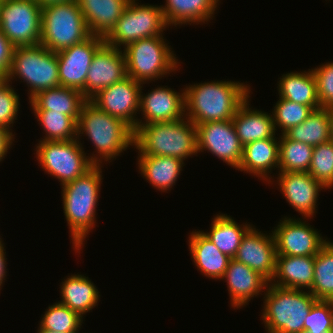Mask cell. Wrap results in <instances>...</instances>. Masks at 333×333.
Here are the masks:
<instances>
[{
    "label": "cell",
    "mask_w": 333,
    "mask_h": 333,
    "mask_svg": "<svg viewBox=\"0 0 333 333\" xmlns=\"http://www.w3.org/2000/svg\"><path fill=\"white\" fill-rule=\"evenodd\" d=\"M251 86L241 81H211L186 85L185 117L195 125L232 120L238 108L251 97Z\"/></svg>",
    "instance_id": "cell-1"
},
{
    "label": "cell",
    "mask_w": 333,
    "mask_h": 333,
    "mask_svg": "<svg viewBox=\"0 0 333 333\" xmlns=\"http://www.w3.org/2000/svg\"><path fill=\"white\" fill-rule=\"evenodd\" d=\"M279 169V138L253 141L243 147V156L238 171L252 174L268 184H274L269 173Z\"/></svg>",
    "instance_id": "cell-21"
},
{
    "label": "cell",
    "mask_w": 333,
    "mask_h": 333,
    "mask_svg": "<svg viewBox=\"0 0 333 333\" xmlns=\"http://www.w3.org/2000/svg\"><path fill=\"white\" fill-rule=\"evenodd\" d=\"M90 36L76 0L42 7L40 44L45 48L58 52Z\"/></svg>",
    "instance_id": "cell-8"
},
{
    "label": "cell",
    "mask_w": 333,
    "mask_h": 333,
    "mask_svg": "<svg viewBox=\"0 0 333 333\" xmlns=\"http://www.w3.org/2000/svg\"><path fill=\"white\" fill-rule=\"evenodd\" d=\"M60 284V303L71 310L78 312L82 317L91 312L99 303L100 294L98 288L91 279L82 274H71L63 279Z\"/></svg>",
    "instance_id": "cell-28"
},
{
    "label": "cell",
    "mask_w": 333,
    "mask_h": 333,
    "mask_svg": "<svg viewBox=\"0 0 333 333\" xmlns=\"http://www.w3.org/2000/svg\"><path fill=\"white\" fill-rule=\"evenodd\" d=\"M39 6L42 8L46 5L60 3V2H68V1H75V0H35Z\"/></svg>",
    "instance_id": "cell-45"
},
{
    "label": "cell",
    "mask_w": 333,
    "mask_h": 333,
    "mask_svg": "<svg viewBox=\"0 0 333 333\" xmlns=\"http://www.w3.org/2000/svg\"><path fill=\"white\" fill-rule=\"evenodd\" d=\"M309 292L317 300L333 301V241L315 255L314 276Z\"/></svg>",
    "instance_id": "cell-33"
},
{
    "label": "cell",
    "mask_w": 333,
    "mask_h": 333,
    "mask_svg": "<svg viewBox=\"0 0 333 333\" xmlns=\"http://www.w3.org/2000/svg\"><path fill=\"white\" fill-rule=\"evenodd\" d=\"M138 154L175 157L186 160L198 156L197 127L184 117L169 122L137 125L134 130V149Z\"/></svg>",
    "instance_id": "cell-4"
},
{
    "label": "cell",
    "mask_w": 333,
    "mask_h": 333,
    "mask_svg": "<svg viewBox=\"0 0 333 333\" xmlns=\"http://www.w3.org/2000/svg\"><path fill=\"white\" fill-rule=\"evenodd\" d=\"M37 333H79V332H55L48 329H38Z\"/></svg>",
    "instance_id": "cell-47"
},
{
    "label": "cell",
    "mask_w": 333,
    "mask_h": 333,
    "mask_svg": "<svg viewBox=\"0 0 333 333\" xmlns=\"http://www.w3.org/2000/svg\"><path fill=\"white\" fill-rule=\"evenodd\" d=\"M275 180L289 205L302 218L312 219L316 214L319 192L326 189L308 172H278Z\"/></svg>",
    "instance_id": "cell-17"
},
{
    "label": "cell",
    "mask_w": 333,
    "mask_h": 333,
    "mask_svg": "<svg viewBox=\"0 0 333 333\" xmlns=\"http://www.w3.org/2000/svg\"><path fill=\"white\" fill-rule=\"evenodd\" d=\"M6 76L0 72V86L6 82Z\"/></svg>",
    "instance_id": "cell-48"
},
{
    "label": "cell",
    "mask_w": 333,
    "mask_h": 333,
    "mask_svg": "<svg viewBox=\"0 0 333 333\" xmlns=\"http://www.w3.org/2000/svg\"><path fill=\"white\" fill-rule=\"evenodd\" d=\"M45 136L39 141H70L77 138V121L69 115L49 110H33Z\"/></svg>",
    "instance_id": "cell-34"
},
{
    "label": "cell",
    "mask_w": 333,
    "mask_h": 333,
    "mask_svg": "<svg viewBox=\"0 0 333 333\" xmlns=\"http://www.w3.org/2000/svg\"><path fill=\"white\" fill-rule=\"evenodd\" d=\"M19 97V94L10 85V82L6 81L0 86V125L12 131L21 106Z\"/></svg>",
    "instance_id": "cell-40"
},
{
    "label": "cell",
    "mask_w": 333,
    "mask_h": 333,
    "mask_svg": "<svg viewBox=\"0 0 333 333\" xmlns=\"http://www.w3.org/2000/svg\"><path fill=\"white\" fill-rule=\"evenodd\" d=\"M196 127L198 154L207 150L237 170L242 160L243 146L232 120L207 122Z\"/></svg>",
    "instance_id": "cell-13"
},
{
    "label": "cell",
    "mask_w": 333,
    "mask_h": 333,
    "mask_svg": "<svg viewBox=\"0 0 333 333\" xmlns=\"http://www.w3.org/2000/svg\"><path fill=\"white\" fill-rule=\"evenodd\" d=\"M141 87L142 83L127 76L122 81L101 89L89 100L107 114L123 120L135 130L140 119L136 116L139 114Z\"/></svg>",
    "instance_id": "cell-14"
},
{
    "label": "cell",
    "mask_w": 333,
    "mask_h": 333,
    "mask_svg": "<svg viewBox=\"0 0 333 333\" xmlns=\"http://www.w3.org/2000/svg\"><path fill=\"white\" fill-rule=\"evenodd\" d=\"M91 35L105 38L122 15L129 0H76Z\"/></svg>",
    "instance_id": "cell-25"
},
{
    "label": "cell",
    "mask_w": 333,
    "mask_h": 333,
    "mask_svg": "<svg viewBox=\"0 0 333 333\" xmlns=\"http://www.w3.org/2000/svg\"><path fill=\"white\" fill-rule=\"evenodd\" d=\"M279 79L277 90L280 98L309 107H321L312 69L302 72L290 71Z\"/></svg>",
    "instance_id": "cell-30"
},
{
    "label": "cell",
    "mask_w": 333,
    "mask_h": 333,
    "mask_svg": "<svg viewBox=\"0 0 333 333\" xmlns=\"http://www.w3.org/2000/svg\"><path fill=\"white\" fill-rule=\"evenodd\" d=\"M129 0L105 43L118 49L143 38L161 36L168 29L161 7ZM122 46V47H121Z\"/></svg>",
    "instance_id": "cell-9"
},
{
    "label": "cell",
    "mask_w": 333,
    "mask_h": 333,
    "mask_svg": "<svg viewBox=\"0 0 333 333\" xmlns=\"http://www.w3.org/2000/svg\"><path fill=\"white\" fill-rule=\"evenodd\" d=\"M211 220L210 231L202 233L225 255L231 259L237 253L242 238L252 227L251 224L237 223L230 215L219 213Z\"/></svg>",
    "instance_id": "cell-31"
},
{
    "label": "cell",
    "mask_w": 333,
    "mask_h": 333,
    "mask_svg": "<svg viewBox=\"0 0 333 333\" xmlns=\"http://www.w3.org/2000/svg\"><path fill=\"white\" fill-rule=\"evenodd\" d=\"M41 318L38 329H48L55 332H79L84 317L58 301L49 305Z\"/></svg>",
    "instance_id": "cell-36"
},
{
    "label": "cell",
    "mask_w": 333,
    "mask_h": 333,
    "mask_svg": "<svg viewBox=\"0 0 333 333\" xmlns=\"http://www.w3.org/2000/svg\"><path fill=\"white\" fill-rule=\"evenodd\" d=\"M140 91L139 112L143 118L138 125L148 123L169 122L185 117L184 89L176 92L168 86H157L150 93Z\"/></svg>",
    "instance_id": "cell-19"
},
{
    "label": "cell",
    "mask_w": 333,
    "mask_h": 333,
    "mask_svg": "<svg viewBox=\"0 0 333 333\" xmlns=\"http://www.w3.org/2000/svg\"><path fill=\"white\" fill-rule=\"evenodd\" d=\"M314 147L291 140L284 134L279 136L278 172H308Z\"/></svg>",
    "instance_id": "cell-35"
},
{
    "label": "cell",
    "mask_w": 333,
    "mask_h": 333,
    "mask_svg": "<svg viewBox=\"0 0 333 333\" xmlns=\"http://www.w3.org/2000/svg\"><path fill=\"white\" fill-rule=\"evenodd\" d=\"M160 5L167 26L203 25L213 20L220 0H165ZM207 22V23H206Z\"/></svg>",
    "instance_id": "cell-22"
},
{
    "label": "cell",
    "mask_w": 333,
    "mask_h": 333,
    "mask_svg": "<svg viewBox=\"0 0 333 333\" xmlns=\"http://www.w3.org/2000/svg\"><path fill=\"white\" fill-rule=\"evenodd\" d=\"M330 114V141L333 142V107L329 108Z\"/></svg>",
    "instance_id": "cell-46"
},
{
    "label": "cell",
    "mask_w": 333,
    "mask_h": 333,
    "mask_svg": "<svg viewBox=\"0 0 333 333\" xmlns=\"http://www.w3.org/2000/svg\"><path fill=\"white\" fill-rule=\"evenodd\" d=\"M163 36L143 38L123 49L128 77L145 85L178 71V57Z\"/></svg>",
    "instance_id": "cell-6"
},
{
    "label": "cell",
    "mask_w": 333,
    "mask_h": 333,
    "mask_svg": "<svg viewBox=\"0 0 333 333\" xmlns=\"http://www.w3.org/2000/svg\"><path fill=\"white\" fill-rule=\"evenodd\" d=\"M15 46L0 31V72L7 76Z\"/></svg>",
    "instance_id": "cell-42"
},
{
    "label": "cell",
    "mask_w": 333,
    "mask_h": 333,
    "mask_svg": "<svg viewBox=\"0 0 333 333\" xmlns=\"http://www.w3.org/2000/svg\"><path fill=\"white\" fill-rule=\"evenodd\" d=\"M282 218L271 231L277 255L315 256L330 241L322 237L320 231L314 229L310 223H306V218L305 221L290 216Z\"/></svg>",
    "instance_id": "cell-12"
},
{
    "label": "cell",
    "mask_w": 333,
    "mask_h": 333,
    "mask_svg": "<svg viewBox=\"0 0 333 333\" xmlns=\"http://www.w3.org/2000/svg\"><path fill=\"white\" fill-rule=\"evenodd\" d=\"M36 159L45 173L58 179L61 186L82 176L94 164L88 159L81 140L38 141Z\"/></svg>",
    "instance_id": "cell-10"
},
{
    "label": "cell",
    "mask_w": 333,
    "mask_h": 333,
    "mask_svg": "<svg viewBox=\"0 0 333 333\" xmlns=\"http://www.w3.org/2000/svg\"><path fill=\"white\" fill-rule=\"evenodd\" d=\"M15 132L5 126L0 125V162L7 156L8 150L12 148L15 139Z\"/></svg>",
    "instance_id": "cell-43"
},
{
    "label": "cell",
    "mask_w": 333,
    "mask_h": 333,
    "mask_svg": "<svg viewBox=\"0 0 333 333\" xmlns=\"http://www.w3.org/2000/svg\"><path fill=\"white\" fill-rule=\"evenodd\" d=\"M321 107H333V62H326L312 69Z\"/></svg>",
    "instance_id": "cell-41"
},
{
    "label": "cell",
    "mask_w": 333,
    "mask_h": 333,
    "mask_svg": "<svg viewBox=\"0 0 333 333\" xmlns=\"http://www.w3.org/2000/svg\"><path fill=\"white\" fill-rule=\"evenodd\" d=\"M222 280L227 282L231 307L237 310L248 305L253 297L264 295L261 292L269 284L261 274L235 259H230Z\"/></svg>",
    "instance_id": "cell-20"
},
{
    "label": "cell",
    "mask_w": 333,
    "mask_h": 333,
    "mask_svg": "<svg viewBox=\"0 0 333 333\" xmlns=\"http://www.w3.org/2000/svg\"><path fill=\"white\" fill-rule=\"evenodd\" d=\"M125 77L127 72L123 50L104 42L92 58L82 95L89 100L101 89L120 82Z\"/></svg>",
    "instance_id": "cell-16"
},
{
    "label": "cell",
    "mask_w": 333,
    "mask_h": 333,
    "mask_svg": "<svg viewBox=\"0 0 333 333\" xmlns=\"http://www.w3.org/2000/svg\"><path fill=\"white\" fill-rule=\"evenodd\" d=\"M261 317L267 333L304 332V322L317 299L307 290L283 288L269 282Z\"/></svg>",
    "instance_id": "cell-5"
},
{
    "label": "cell",
    "mask_w": 333,
    "mask_h": 333,
    "mask_svg": "<svg viewBox=\"0 0 333 333\" xmlns=\"http://www.w3.org/2000/svg\"><path fill=\"white\" fill-rule=\"evenodd\" d=\"M188 238L191 258L197 269L207 278L221 280L231 258L223 254L201 230L192 231Z\"/></svg>",
    "instance_id": "cell-26"
},
{
    "label": "cell",
    "mask_w": 333,
    "mask_h": 333,
    "mask_svg": "<svg viewBox=\"0 0 333 333\" xmlns=\"http://www.w3.org/2000/svg\"><path fill=\"white\" fill-rule=\"evenodd\" d=\"M308 173L327 190L333 187V142L314 146Z\"/></svg>",
    "instance_id": "cell-38"
},
{
    "label": "cell",
    "mask_w": 333,
    "mask_h": 333,
    "mask_svg": "<svg viewBox=\"0 0 333 333\" xmlns=\"http://www.w3.org/2000/svg\"><path fill=\"white\" fill-rule=\"evenodd\" d=\"M276 245L273 233H262L252 226L242 238L233 259L261 274L269 282L276 270Z\"/></svg>",
    "instance_id": "cell-18"
},
{
    "label": "cell",
    "mask_w": 333,
    "mask_h": 333,
    "mask_svg": "<svg viewBox=\"0 0 333 333\" xmlns=\"http://www.w3.org/2000/svg\"><path fill=\"white\" fill-rule=\"evenodd\" d=\"M104 42V38L91 35L80 43L56 52L60 86L82 92L92 58Z\"/></svg>",
    "instance_id": "cell-15"
},
{
    "label": "cell",
    "mask_w": 333,
    "mask_h": 333,
    "mask_svg": "<svg viewBox=\"0 0 333 333\" xmlns=\"http://www.w3.org/2000/svg\"><path fill=\"white\" fill-rule=\"evenodd\" d=\"M6 251L4 247L3 241L0 242V290L2 289V286L4 284V280H6L7 277V260H6Z\"/></svg>",
    "instance_id": "cell-44"
},
{
    "label": "cell",
    "mask_w": 333,
    "mask_h": 333,
    "mask_svg": "<svg viewBox=\"0 0 333 333\" xmlns=\"http://www.w3.org/2000/svg\"><path fill=\"white\" fill-rule=\"evenodd\" d=\"M318 108L321 107H309L279 97L271 112L276 131L278 128L282 129L281 134H284L290 128L304 122L313 110Z\"/></svg>",
    "instance_id": "cell-37"
},
{
    "label": "cell",
    "mask_w": 333,
    "mask_h": 333,
    "mask_svg": "<svg viewBox=\"0 0 333 333\" xmlns=\"http://www.w3.org/2000/svg\"><path fill=\"white\" fill-rule=\"evenodd\" d=\"M41 10L35 0H2L0 31L15 47L40 44Z\"/></svg>",
    "instance_id": "cell-11"
},
{
    "label": "cell",
    "mask_w": 333,
    "mask_h": 333,
    "mask_svg": "<svg viewBox=\"0 0 333 333\" xmlns=\"http://www.w3.org/2000/svg\"><path fill=\"white\" fill-rule=\"evenodd\" d=\"M17 78L21 80L20 82L23 80L28 86L29 100L40 91L59 87L56 52L41 44L15 47L6 80L12 84V81Z\"/></svg>",
    "instance_id": "cell-7"
},
{
    "label": "cell",
    "mask_w": 333,
    "mask_h": 333,
    "mask_svg": "<svg viewBox=\"0 0 333 333\" xmlns=\"http://www.w3.org/2000/svg\"><path fill=\"white\" fill-rule=\"evenodd\" d=\"M284 135L313 147L330 141L329 108L321 107L313 110L304 122L290 128Z\"/></svg>",
    "instance_id": "cell-32"
},
{
    "label": "cell",
    "mask_w": 333,
    "mask_h": 333,
    "mask_svg": "<svg viewBox=\"0 0 333 333\" xmlns=\"http://www.w3.org/2000/svg\"><path fill=\"white\" fill-rule=\"evenodd\" d=\"M315 256H276V270L271 284L309 291L314 276Z\"/></svg>",
    "instance_id": "cell-24"
},
{
    "label": "cell",
    "mask_w": 333,
    "mask_h": 333,
    "mask_svg": "<svg viewBox=\"0 0 333 333\" xmlns=\"http://www.w3.org/2000/svg\"><path fill=\"white\" fill-rule=\"evenodd\" d=\"M304 332H333V301L317 300L305 318Z\"/></svg>",
    "instance_id": "cell-39"
},
{
    "label": "cell",
    "mask_w": 333,
    "mask_h": 333,
    "mask_svg": "<svg viewBox=\"0 0 333 333\" xmlns=\"http://www.w3.org/2000/svg\"><path fill=\"white\" fill-rule=\"evenodd\" d=\"M101 165H93L82 176L62 186L63 213L75 253H81L85 239L96 226V207L101 183ZM71 235V236H70Z\"/></svg>",
    "instance_id": "cell-2"
},
{
    "label": "cell",
    "mask_w": 333,
    "mask_h": 333,
    "mask_svg": "<svg viewBox=\"0 0 333 333\" xmlns=\"http://www.w3.org/2000/svg\"><path fill=\"white\" fill-rule=\"evenodd\" d=\"M86 100L81 91L59 86L38 92L29 100V105L32 110L60 112L78 122L81 107Z\"/></svg>",
    "instance_id": "cell-29"
},
{
    "label": "cell",
    "mask_w": 333,
    "mask_h": 333,
    "mask_svg": "<svg viewBox=\"0 0 333 333\" xmlns=\"http://www.w3.org/2000/svg\"><path fill=\"white\" fill-rule=\"evenodd\" d=\"M250 98L238 108L232 122L241 145L252 143L253 141L273 138L276 136V129L271 113L252 109L249 106Z\"/></svg>",
    "instance_id": "cell-23"
},
{
    "label": "cell",
    "mask_w": 333,
    "mask_h": 333,
    "mask_svg": "<svg viewBox=\"0 0 333 333\" xmlns=\"http://www.w3.org/2000/svg\"><path fill=\"white\" fill-rule=\"evenodd\" d=\"M77 124V139L80 140L84 135L96 150V154L88 156L94 165H102L105 161L110 163L123 151L134 146V130L90 100H86L82 105Z\"/></svg>",
    "instance_id": "cell-3"
},
{
    "label": "cell",
    "mask_w": 333,
    "mask_h": 333,
    "mask_svg": "<svg viewBox=\"0 0 333 333\" xmlns=\"http://www.w3.org/2000/svg\"><path fill=\"white\" fill-rule=\"evenodd\" d=\"M138 155L139 173L146 182L160 192L170 191L181 175L185 162L175 157Z\"/></svg>",
    "instance_id": "cell-27"
}]
</instances>
